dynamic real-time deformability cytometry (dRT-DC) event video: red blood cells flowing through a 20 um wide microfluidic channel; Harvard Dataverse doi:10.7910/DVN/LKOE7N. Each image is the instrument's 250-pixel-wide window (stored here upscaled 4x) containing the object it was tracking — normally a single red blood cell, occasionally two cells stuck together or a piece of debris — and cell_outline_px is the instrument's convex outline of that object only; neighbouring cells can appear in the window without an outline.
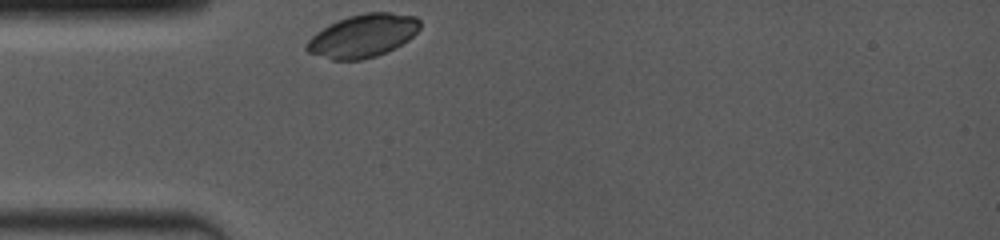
{"species": "common noctule bat (a hibernating species)", "species_latin": "Nyctalus noctula", "temperature_condition": "room temperature", "stored_images_in_passage": 1, "camera_frame_rate_fps": 4000, "um_per_image_px": 0.085, "animal": {"sex": "female", "body_mass_g": 19.0, "forearm_length_mm": 53.3}, "frame": {"image": 1, "passage_image": 1, "time_ms": 0.0, "image_size_px": [1000, 240], "cell_outline_px": [[420, 28], [408, 40], [376, 56], [360, 60], [332, 60], [308, 52], [304, 48], [304, 44], [316, 32], [328, 24], [348, 16], [364, 12], [388, 12], [416, 16], [420, 20]], "centroid_in_image_um": [30.81, 3.03], "position_along_channel_um": 54.2, "area_um2": 28.38}}